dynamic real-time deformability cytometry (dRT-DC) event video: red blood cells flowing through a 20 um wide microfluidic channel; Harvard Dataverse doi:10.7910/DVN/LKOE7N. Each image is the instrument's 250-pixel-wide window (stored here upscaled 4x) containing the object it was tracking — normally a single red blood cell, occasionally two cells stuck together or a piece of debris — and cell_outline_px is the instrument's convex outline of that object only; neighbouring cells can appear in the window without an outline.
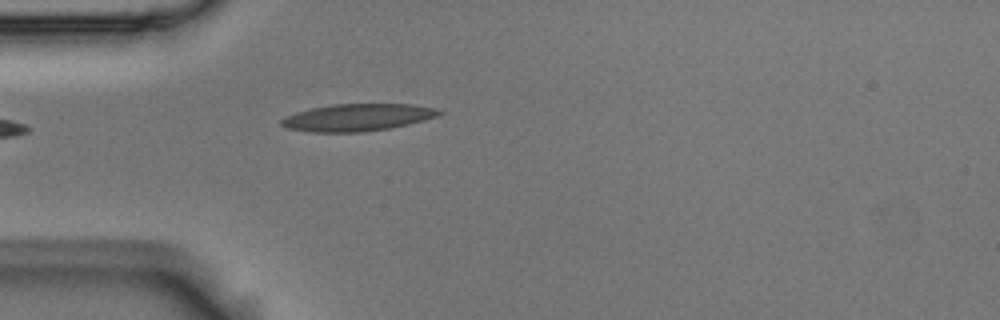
{"species": "Egyptian fruit bat (a non-hibernating species)", "species_latin": "Rousettus aegyptiacus", "temperature_condition": "room temperature", "stored_images_in_passage": 2, "camera_frame_rate_fps": 3000, "um_per_image_px": 0.085, "animal": {"sex": "male"}, "frame": {"image": 1, "passage_image": 2, "time_ms": 0.333, "image_size_px": [1000, 320], "cell_outline_px": [[444, 112], [440, 116], [408, 124], [388, 128], [364, 132], [308, 132], [288, 128], [280, 124], [280, 120], [296, 112], [312, 108], [332, 104], [412, 104], [436, 108]], "centroid_in_image_um": [30.42, 9.98], "position_along_channel_um": 54.6, "area_um2": 24.97}}